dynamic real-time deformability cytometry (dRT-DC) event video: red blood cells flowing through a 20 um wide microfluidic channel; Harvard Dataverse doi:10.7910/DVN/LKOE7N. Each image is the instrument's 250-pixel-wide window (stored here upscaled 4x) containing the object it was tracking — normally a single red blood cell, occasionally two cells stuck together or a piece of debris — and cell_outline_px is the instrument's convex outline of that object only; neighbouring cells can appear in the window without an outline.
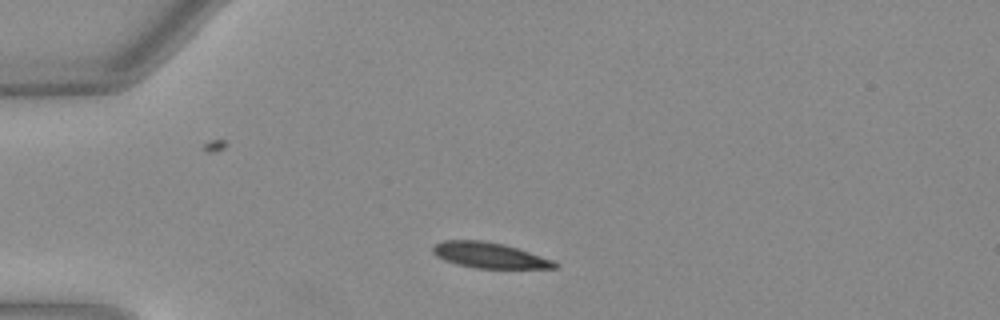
{"species": "Egyptian fruit bat (a non-hibernating species)", "species_latin": "Rousettus aegyptiacus", "temperature_condition": "warm", "stored_images_in_passage": 39, "camera_frame_rate_fps": 3000, "um_per_image_px": 0.085, "animal": {"sex": "female"}, "frame": {"image": 1, "passage_image": 1, "time_ms": 0.0, "image_size_px": [1000, 320], "cell_outline_px": [[560, 264], [556, 268], [476, 268], [456, 264], [444, 260], [436, 256], [432, 252], [432, 244], [444, 240], [480, 240], [504, 244], [552, 260]], "centroid_in_image_um": [41.53, 21.69], "position_along_channel_um": 43.5, "area_um2": 18.09}}
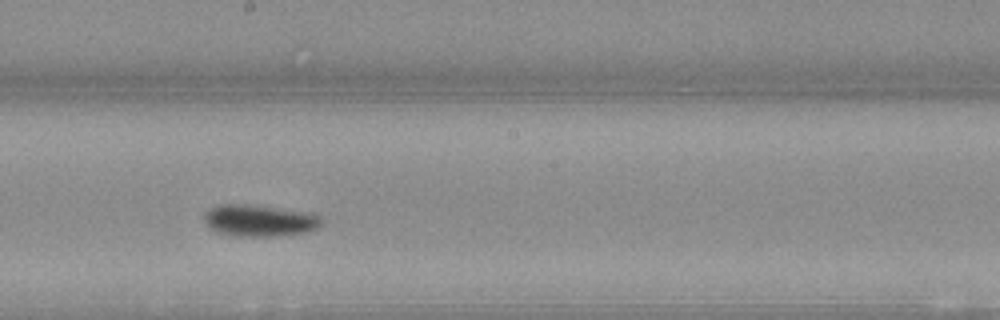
{"frame": {"image": 2, "passage_image": 17, "time_ms": 5.333, "image_size_px": [1000, 320], "cell_outline_px": [[320, 224], [316, 228], [308, 232], [280, 236], [232, 236], [216, 232], [208, 228], [204, 224], [204, 212], [208, 208], [216, 204], [244, 204], [312, 212], [320, 216]], "centroid_in_image_um": [21.98, 18.75], "position_along_channel_um": 226.2, "area_um2": 22.08}}
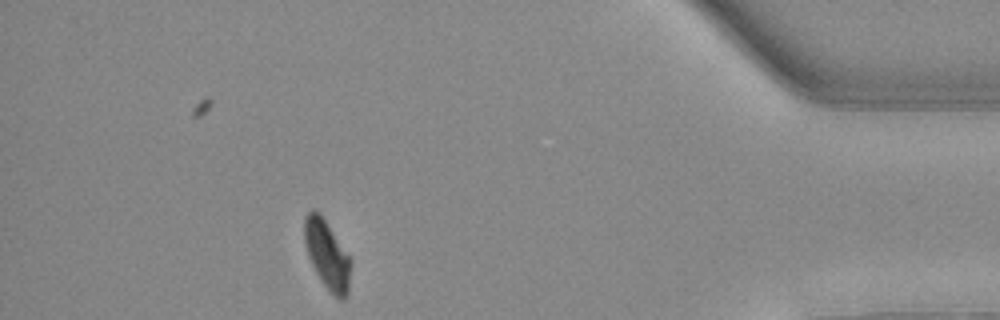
{"frame": {"image": 3, "passage_image": 34, "time_ms": 11.0, "image_size_px": [1000, 320], "cell_outline_px": [[352, 264], [348, 292], [344, 300], [340, 300], [324, 284], [316, 272], [312, 264], [304, 240], [304, 220], [308, 212], [312, 208], [324, 220], [352, 260]], "centroid_in_image_um": [27.83, 21.68], "position_along_channel_um": 407.4, "area_um2": 17.98}, "authors_computed_cell_mechanics": {"area_um2": 19.9988, "velocity_mm_per_s": 4.0068, "shape_relaxation_time_tau1_ms": 4.0463, "shape_relaxation_time_tau2_ms": 4.7099, "deformation_change_tau1": 0.1593, "deformation_change_tau2": 0.0738}}